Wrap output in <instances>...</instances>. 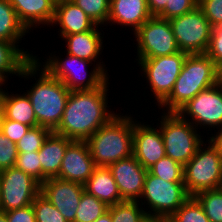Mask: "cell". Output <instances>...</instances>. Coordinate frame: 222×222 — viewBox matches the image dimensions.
Instances as JSON below:
<instances>
[{
    "label": "cell",
    "mask_w": 222,
    "mask_h": 222,
    "mask_svg": "<svg viewBox=\"0 0 222 222\" xmlns=\"http://www.w3.org/2000/svg\"><path fill=\"white\" fill-rule=\"evenodd\" d=\"M109 81L98 89L71 91L62 120L54 133L72 141H86L117 115L108 105Z\"/></svg>",
    "instance_id": "1"
},
{
    "label": "cell",
    "mask_w": 222,
    "mask_h": 222,
    "mask_svg": "<svg viewBox=\"0 0 222 222\" xmlns=\"http://www.w3.org/2000/svg\"><path fill=\"white\" fill-rule=\"evenodd\" d=\"M19 78L24 81L35 79V83L29 85L30 88L25 90V93L31 101L38 125L54 132L62 120L71 91L60 80L52 77L35 59L22 69Z\"/></svg>",
    "instance_id": "2"
},
{
    "label": "cell",
    "mask_w": 222,
    "mask_h": 222,
    "mask_svg": "<svg viewBox=\"0 0 222 222\" xmlns=\"http://www.w3.org/2000/svg\"><path fill=\"white\" fill-rule=\"evenodd\" d=\"M124 114L117 113L86 140L96 167H109L133 155V116L135 115L130 112Z\"/></svg>",
    "instance_id": "3"
},
{
    "label": "cell",
    "mask_w": 222,
    "mask_h": 222,
    "mask_svg": "<svg viewBox=\"0 0 222 222\" xmlns=\"http://www.w3.org/2000/svg\"><path fill=\"white\" fill-rule=\"evenodd\" d=\"M217 84V69L206 54H188L170 95L158 106L162 112H177L202 90Z\"/></svg>",
    "instance_id": "4"
},
{
    "label": "cell",
    "mask_w": 222,
    "mask_h": 222,
    "mask_svg": "<svg viewBox=\"0 0 222 222\" xmlns=\"http://www.w3.org/2000/svg\"><path fill=\"white\" fill-rule=\"evenodd\" d=\"M47 55L44 62L41 60V57H38V54L34 59L52 77L60 80L70 91L98 89L110 78L95 63L67 53L65 54V51V58L63 56H56L55 54L52 55V53H50V56L49 54ZM92 65L94 67L88 73L87 67Z\"/></svg>",
    "instance_id": "5"
},
{
    "label": "cell",
    "mask_w": 222,
    "mask_h": 222,
    "mask_svg": "<svg viewBox=\"0 0 222 222\" xmlns=\"http://www.w3.org/2000/svg\"><path fill=\"white\" fill-rule=\"evenodd\" d=\"M157 120L159 121L157 125L160 127L163 137L166 156L184 166L205 141L204 136L177 112H162Z\"/></svg>",
    "instance_id": "6"
},
{
    "label": "cell",
    "mask_w": 222,
    "mask_h": 222,
    "mask_svg": "<svg viewBox=\"0 0 222 222\" xmlns=\"http://www.w3.org/2000/svg\"><path fill=\"white\" fill-rule=\"evenodd\" d=\"M183 181L190 196L221 187L222 156L209 139L197 148L195 155L183 166Z\"/></svg>",
    "instance_id": "7"
},
{
    "label": "cell",
    "mask_w": 222,
    "mask_h": 222,
    "mask_svg": "<svg viewBox=\"0 0 222 222\" xmlns=\"http://www.w3.org/2000/svg\"><path fill=\"white\" fill-rule=\"evenodd\" d=\"M187 55L179 51L172 55L140 59L137 62L139 69L141 68L139 74L142 75V79L144 77L145 85L146 83L149 85L145 90L149 88L148 92L153 96L151 99L155 98L156 106H159L172 92Z\"/></svg>",
    "instance_id": "8"
},
{
    "label": "cell",
    "mask_w": 222,
    "mask_h": 222,
    "mask_svg": "<svg viewBox=\"0 0 222 222\" xmlns=\"http://www.w3.org/2000/svg\"><path fill=\"white\" fill-rule=\"evenodd\" d=\"M189 197L184 182L164 181L147 171L143 193L138 202L146 214L169 218Z\"/></svg>",
    "instance_id": "9"
},
{
    "label": "cell",
    "mask_w": 222,
    "mask_h": 222,
    "mask_svg": "<svg viewBox=\"0 0 222 222\" xmlns=\"http://www.w3.org/2000/svg\"><path fill=\"white\" fill-rule=\"evenodd\" d=\"M132 35L137 46H134L137 50L134 62L172 55L180 51L169 20L152 16Z\"/></svg>",
    "instance_id": "10"
},
{
    "label": "cell",
    "mask_w": 222,
    "mask_h": 222,
    "mask_svg": "<svg viewBox=\"0 0 222 222\" xmlns=\"http://www.w3.org/2000/svg\"><path fill=\"white\" fill-rule=\"evenodd\" d=\"M177 113L199 131L202 129L204 133L212 134V131L222 127V86L217 83L202 90Z\"/></svg>",
    "instance_id": "11"
},
{
    "label": "cell",
    "mask_w": 222,
    "mask_h": 222,
    "mask_svg": "<svg viewBox=\"0 0 222 222\" xmlns=\"http://www.w3.org/2000/svg\"><path fill=\"white\" fill-rule=\"evenodd\" d=\"M178 49L187 54H204L210 42L212 26L197 6L191 12L169 20Z\"/></svg>",
    "instance_id": "12"
},
{
    "label": "cell",
    "mask_w": 222,
    "mask_h": 222,
    "mask_svg": "<svg viewBox=\"0 0 222 222\" xmlns=\"http://www.w3.org/2000/svg\"><path fill=\"white\" fill-rule=\"evenodd\" d=\"M41 184L16 167L0 171V212L23 208L33 203Z\"/></svg>",
    "instance_id": "13"
},
{
    "label": "cell",
    "mask_w": 222,
    "mask_h": 222,
    "mask_svg": "<svg viewBox=\"0 0 222 222\" xmlns=\"http://www.w3.org/2000/svg\"><path fill=\"white\" fill-rule=\"evenodd\" d=\"M133 117V156L145 168L149 169L158 160L166 156L160 127L141 122L138 113ZM136 118V119H135ZM145 123V124H144Z\"/></svg>",
    "instance_id": "14"
},
{
    "label": "cell",
    "mask_w": 222,
    "mask_h": 222,
    "mask_svg": "<svg viewBox=\"0 0 222 222\" xmlns=\"http://www.w3.org/2000/svg\"><path fill=\"white\" fill-rule=\"evenodd\" d=\"M84 191V185L80 183L51 177L41 184L40 192L68 222H74L77 207Z\"/></svg>",
    "instance_id": "15"
},
{
    "label": "cell",
    "mask_w": 222,
    "mask_h": 222,
    "mask_svg": "<svg viewBox=\"0 0 222 222\" xmlns=\"http://www.w3.org/2000/svg\"><path fill=\"white\" fill-rule=\"evenodd\" d=\"M124 201H139L143 189L147 169L132 155L121 159L109 167Z\"/></svg>",
    "instance_id": "16"
},
{
    "label": "cell",
    "mask_w": 222,
    "mask_h": 222,
    "mask_svg": "<svg viewBox=\"0 0 222 222\" xmlns=\"http://www.w3.org/2000/svg\"><path fill=\"white\" fill-rule=\"evenodd\" d=\"M101 28H103V26L96 25L90 31L62 36L61 39L66 43L65 48L67 50L65 49V53L88 60L92 63L96 62V65H98L109 76L107 70L108 67H106V64L102 60L103 58L100 56L103 53V47H105L103 45L105 42L103 41L105 37L103 36L105 35L103 30L108 28Z\"/></svg>",
    "instance_id": "17"
},
{
    "label": "cell",
    "mask_w": 222,
    "mask_h": 222,
    "mask_svg": "<svg viewBox=\"0 0 222 222\" xmlns=\"http://www.w3.org/2000/svg\"><path fill=\"white\" fill-rule=\"evenodd\" d=\"M95 168L87 142L73 141L65 151L56 177L84 185Z\"/></svg>",
    "instance_id": "18"
},
{
    "label": "cell",
    "mask_w": 222,
    "mask_h": 222,
    "mask_svg": "<svg viewBox=\"0 0 222 222\" xmlns=\"http://www.w3.org/2000/svg\"><path fill=\"white\" fill-rule=\"evenodd\" d=\"M151 17L147 0H110V26L127 27L134 34Z\"/></svg>",
    "instance_id": "19"
},
{
    "label": "cell",
    "mask_w": 222,
    "mask_h": 222,
    "mask_svg": "<svg viewBox=\"0 0 222 222\" xmlns=\"http://www.w3.org/2000/svg\"><path fill=\"white\" fill-rule=\"evenodd\" d=\"M58 26V38L92 30L96 24L71 0H56L51 26Z\"/></svg>",
    "instance_id": "20"
},
{
    "label": "cell",
    "mask_w": 222,
    "mask_h": 222,
    "mask_svg": "<svg viewBox=\"0 0 222 222\" xmlns=\"http://www.w3.org/2000/svg\"><path fill=\"white\" fill-rule=\"evenodd\" d=\"M19 21L31 32L35 28L50 27L56 0H8ZM41 25V27H39ZM43 26V27H42Z\"/></svg>",
    "instance_id": "21"
},
{
    "label": "cell",
    "mask_w": 222,
    "mask_h": 222,
    "mask_svg": "<svg viewBox=\"0 0 222 222\" xmlns=\"http://www.w3.org/2000/svg\"><path fill=\"white\" fill-rule=\"evenodd\" d=\"M71 139L51 132L39 149V160L42 167V183L59 174L61 163Z\"/></svg>",
    "instance_id": "22"
},
{
    "label": "cell",
    "mask_w": 222,
    "mask_h": 222,
    "mask_svg": "<svg viewBox=\"0 0 222 222\" xmlns=\"http://www.w3.org/2000/svg\"><path fill=\"white\" fill-rule=\"evenodd\" d=\"M7 87V84L0 85V97L4 117L30 127L38 126L31 101L27 94L24 91L14 94L11 91L9 92Z\"/></svg>",
    "instance_id": "23"
},
{
    "label": "cell",
    "mask_w": 222,
    "mask_h": 222,
    "mask_svg": "<svg viewBox=\"0 0 222 222\" xmlns=\"http://www.w3.org/2000/svg\"><path fill=\"white\" fill-rule=\"evenodd\" d=\"M84 190L104 202L107 206L124 201L108 167H96L92 175L85 182Z\"/></svg>",
    "instance_id": "24"
},
{
    "label": "cell",
    "mask_w": 222,
    "mask_h": 222,
    "mask_svg": "<svg viewBox=\"0 0 222 222\" xmlns=\"http://www.w3.org/2000/svg\"><path fill=\"white\" fill-rule=\"evenodd\" d=\"M30 32L19 21L14 8L8 0H0V40L13 42L30 60L36 57L29 49L20 48L22 40ZM23 38V39H22ZM21 41V42H20ZM19 44V45H18ZM31 53V54H30Z\"/></svg>",
    "instance_id": "25"
},
{
    "label": "cell",
    "mask_w": 222,
    "mask_h": 222,
    "mask_svg": "<svg viewBox=\"0 0 222 222\" xmlns=\"http://www.w3.org/2000/svg\"><path fill=\"white\" fill-rule=\"evenodd\" d=\"M31 60L13 43L0 40V85H5L9 76H20L22 69Z\"/></svg>",
    "instance_id": "26"
},
{
    "label": "cell",
    "mask_w": 222,
    "mask_h": 222,
    "mask_svg": "<svg viewBox=\"0 0 222 222\" xmlns=\"http://www.w3.org/2000/svg\"><path fill=\"white\" fill-rule=\"evenodd\" d=\"M108 208L109 206L104 202L84 191L77 207L74 222H94L107 212Z\"/></svg>",
    "instance_id": "27"
},
{
    "label": "cell",
    "mask_w": 222,
    "mask_h": 222,
    "mask_svg": "<svg viewBox=\"0 0 222 222\" xmlns=\"http://www.w3.org/2000/svg\"><path fill=\"white\" fill-rule=\"evenodd\" d=\"M210 222H222V190H203L194 195Z\"/></svg>",
    "instance_id": "28"
},
{
    "label": "cell",
    "mask_w": 222,
    "mask_h": 222,
    "mask_svg": "<svg viewBox=\"0 0 222 222\" xmlns=\"http://www.w3.org/2000/svg\"><path fill=\"white\" fill-rule=\"evenodd\" d=\"M168 219L171 222H210L194 196H190Z\"/></svg>",
    "instance_id": "29"
},
{
    "label": "cell",
    "mask_w": 222,
    "mask_h": 222,
    "mask_svg": "<svg viewBox=\"0 0 222 222\" xmlns=\"http://www.w3.org/2000/svg\"><path fill=\"white\" fill-rule=\"evenodd\" d=\"M80 7L85 14L99 26L108 27L110 14V0H71Z\"/></svg>",
    "instance_id": "30"
},
{
    "label": "cell",
    "mask_w": 222,
    "mask_h": 222,
    "mask_svg": "<svg viewBox=\"0 0 222 222\" xmlns=\"http://www.w3.org/2000/svg\"><path fill=\"white\" fill-rule=\"evenodd\" d=\"M112 222H139L146 214L138 201H123L109 206Z\"/></svg>",
    "instance_id": "31"
},
{
    "label": "cell",
    "mask_w": 222,
    "mask_h": 222,
    "mask_svg": "<svg viewBox=\"0 0 222 222\" xmlns=\"http://www.w3.org/2000/svg\"><path fill=\"white\" fill-rule=\"evenodd\" d=\"M148 171L164 181L168 182H184L183 181V165L168 156H164L152 165Z\"/></svg>",
    "instance_id": "32"
},
{
    "label": "cell",
    "mask_w": 222,
    "mask_h": 222,
    "mask_svg": "<svg viewBox=\"0 0 222 222\" xmlns=\"http://www.w3.org/2000/svg\"><path fill=\"white\" fill-rule=\"evenodd\" d=\"M32 206L36 222H68L41 192L34 199Z\"/></svg>",
    "instance_id": "33"
},
{
    "label": "cell",
    "mask_w": 222,
    "mask_h": 222,
    "mask_svg": "<svg viewBox=\"0 0 222 222\" xmlns=\"http://www.w3.org/2000/svg\"><path fill=\"white\" fill-rule=\"evenodd\" d=\"M51 131L48 128L35 126L30 127L27 132L16 143L18 152H34L39 151L44 140L48 137Z\"/></svg>",
    "instance_id": "34"
},
{
    "label": "cell",
    "mask_w": 222,
    "mask_h": 222,
    "mask_svg": "<svg viewBox=\"0 0 222 222\" xmlns=\"http://www.w3.org/2000/svg\"><path fill=\"white\" fill-rule=\"evenodd\" d=\"M15 167L31 175L42 184V167L38 151L18 152Z\"/></svg>",
    "instance_id": "35"
},
{
    "label": "cell",
    "mask_w": 222,
    "mask_h": 222,
    "mask_svg": "<svg viewBox=\"0 0 222 222\" xmlns=\"http://www.w3.org/2000/svg\"><path fill=\"white\" fill-rule=\"evenodd\" d=\"M198 6V0H168L165 9L157 16L170 20L191 12Z\"/></svg>",
    "instance_id": "36"
},
{
    "label": "cell",
    "mask_w": 222,
    "mask_h": 222,
    "mask_svg": "<svg viewBox=\"0 0 222 222\" xmlns=\"http://www.w3.org/2000/svg\"><path fill=\"white\" fill-rule=\"evenodd\" d=\"M17 156L16 144L0 131V171L15 167Z\"/></svg>",
    "instance_id": "37"
},
{
    "label": "cell",
    "mask_w": 222,
    "mask_h": 222,
    "mask_svg": "<svg viewBox=\"0 0 222 222\" xmlns=\"http://www.w3.org/2000/svg\"><path fill=\"white\" fill-rule=\"evenodd\" d=\"M198 7L212 27L222 26V0H198Z\"/></svg>",
    "instance_id": "38"
},
{
    "label": "cell",
    "mask_w": 222,
    "mask_h": 222,
    "mask_svg": "<svg viewBox=\"0 0 222 222\" xmlns=\"http://www.w3.org/2000/svg\"><path fill=\"white\" fill-rule=\"evenodd\" d=\"M206 54L214 61L216 67L222 62V26L212 27Z\"/></svg>",
    "instance_id": "39"
},
{
    "label": "cell",
    "mask_w": 222,
    "mask_h": 222,
    "mask_svg": "<svg viewBox=\"0 0 222 222\" xmlns=\"http://www.w3.org/2000/svg\"><path fill=\"white\" fill-rule=\"evenodd\" d=\"M30 128L28 125L21 124L20 122L6 119L2 120L1 132L13 143H17L21 137Z\"/></svg>",
    "instance_id": "40"
},
{
    "label": "cell",
    "mask_w": 222,
    "mask_h": 222,
    "mask_svg": "<svg viewBox=\"0 0 222 222\" xmlns=\"http://www.w3.org/2000/svg\"><path fill=\"white\" fill-rule=\"evenodd\" d=\"M3 213L6 215L8 222H36L32 204Z\"/></svg>",
    "instance_id": "41"
},
{
    "label": "cell",
    "mask_w": 222,
    "mask_h": 222,
    "mask_svg": "<svg viewBox=\"0 0 222 222\" xmlns=\"http://www.w3.org/2000/svg\"><path fill=\"white\" fill-rule=\"evenodd\" d=\"M168 0H147V5L152 16H158L164 9Z\"/></svg>",
    "instance_id": "42"
},
{
    "label": "cell",
    "mask_w": 222,
    "mask_h": 222,
    "mask_svg": "<svg viewBox=\"0 0 222 222\" xmlns=\"http://www.w3.org/2000/svg\"><path fill=\"white\" fill-rule=\"evenodd\" d=\"M214 133V134H213ZM210 136L206 137L210 142L217 148L218 152L222 156V127L209 134Z\"/></svg>",
    "instance_id": "43"
},
{
    "label": "cell",
    "mask_w": 222,
    "mask_h": 222,
    "mask_svg": "<svg viewBox=\"0 0 222 222\" xmlns=\"http://www.w3.org/2000/svg\"><path fill=\"white\" fill-rule=\"evenodd\" d=\"M139 222H166V218L158 215L145 214Z\"/></svg>",
    "instance_id": "44"
},
{
    "label": "cell",
    "mask_w": 222,
    "mask_h": 222,
    "mask_svg": "<svg viewBox=\"0 0 222 222\" xmlns=\"http://www.w3.org/2000/svg\"><path fill=\"white\" fill-rule=\"evenodd\" d=\"M94 222H112V216L109 211L105 212L102 216H100L96 221Z\"/></svg>",
    "instance_id": "45"
},
{
    "label": "cell",
    "mask_w": 222,
    "mask_h": 222,
    "mask_svg": "<svg viewBox=\"0 0 222 222\" xmlns=\"http://www.w3.org/2000/svg\"><path fill=\"white\" fill-rule=\"evenodd\" d=\"M217 69V83L222 86V62L216 67Z\"/></svg>",
    "instance_id": "46"
},
{
    "label": "cell",
    "mask_w": 222,
    "mask_h": 222,
    "mask_svg": "<svg viewBox=\"0 0 222 222\" xmlns=\"http://www.w3.org/2000/svg\"><path fill=\"white\" fill-rule=\"evenodd\" d=\"M3 118H4L3 105H2L1 97H0V131H1V126H2Z\"/></svg>",
    "instance_id": "47"
},
{
    "label": "cell",
    "mask_w": 222,
    "mask_h": 222,
    "mask_svg": "<svg viewBox=\"0 0 222 222\" xmlns=\"http://www.w3.org/2000/svg\"><path fill=\"white\" fill-rule=\"evenodd\" d=\"M0 222H8L6 215L3 212H0Z\"/></svg>",
    "instance_id": "48"
}]
</instances>
